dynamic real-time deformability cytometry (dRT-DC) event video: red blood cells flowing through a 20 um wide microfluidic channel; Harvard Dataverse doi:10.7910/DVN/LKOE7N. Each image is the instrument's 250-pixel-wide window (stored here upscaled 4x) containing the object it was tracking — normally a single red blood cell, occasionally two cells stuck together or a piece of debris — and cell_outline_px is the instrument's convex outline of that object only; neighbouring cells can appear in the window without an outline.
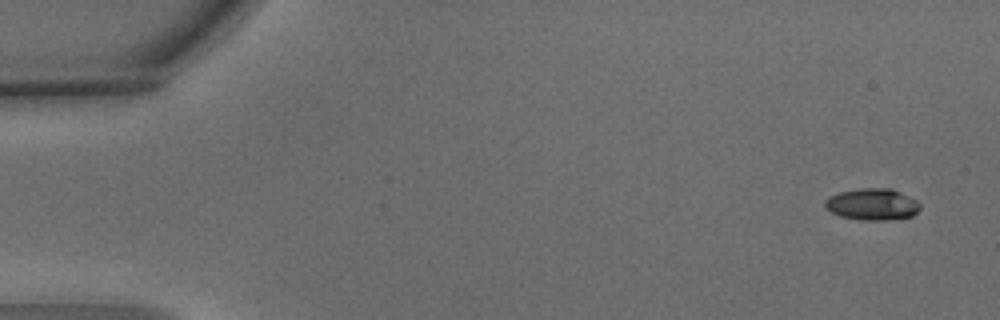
{"species": "common noctule bat (a hibernating species)", "species_latin": "Nyctalus noctula", "temperature_condition": "warm", "stored_images_in_passage": 5, "camera_frame_rate_fps": 3000, "um_per_image_px": 0.085, "animal": {"sex": "male", "body_mass_g": 15.6}, "frame": {"image": 1, "passage_image": 1, "time_ms": 0.0, "image_size_px": [1000, 320], "cell_outline_px": [[920, 208], [912, 216], [888, 220], [860, 220], [840, 216], [824, 208], [824, 200], [828, 196], [840, 192], [860, 188], [892, 188], [916, 200], [920, 204]], "centroid_in_image_um": [74.11, 17.36], "position_along_channel_um": 10.9, "area_um2": 17.63}}
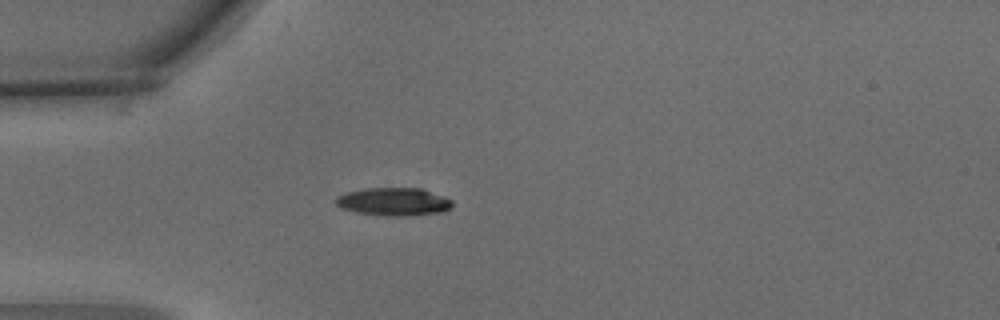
{"frame": {"image": 2, "passage_image": 4, "time_ms": 1.0, "image_size_px": [1000, 320], "cell_outline_px": [[452, 208], [444, 212], [400, 216], [388, 216], [356, 212], [340, 208], [332, 200], [336, 196], [344, 192], [368, 188], [420, 188], [444, 196], [452, 200]], "centroid_in_image_um": [33.43, 17.14], "position_along_channel_um": 51.6, "area_um2": 19.19}}